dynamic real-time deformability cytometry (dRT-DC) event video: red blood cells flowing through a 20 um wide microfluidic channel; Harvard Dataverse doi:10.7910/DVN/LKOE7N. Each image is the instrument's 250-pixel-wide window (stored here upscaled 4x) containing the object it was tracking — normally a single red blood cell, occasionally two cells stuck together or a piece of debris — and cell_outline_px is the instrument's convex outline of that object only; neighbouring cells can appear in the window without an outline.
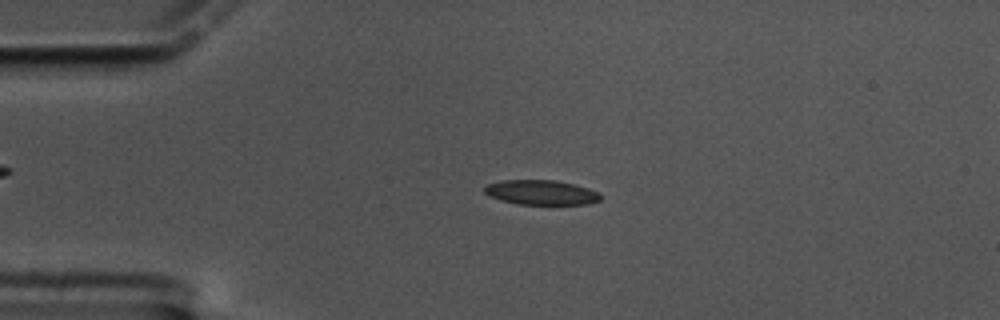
{"species": "common noctule bat (a hibernating species)", "species_latin": "Nyctalus noctula", "temperature_condition": "cold", "stored_images_in_passage": 59, "camera_frame_rate_fps": 3000, "um_per_image_px": 0.085, "animal": {"sex": "male", "body_mass_g": 17.5, "forearm_length_mm": 52.3}, "frame": {"image": 1, "passage_image": 13, "time_ms": 4.0, "image_size_px": [1000, 320], "cell_outline_px": [[600, 200], [588, 204], [516, 204], [500, 200], [488, 196], [484, 192], [484, 188], [488, 184], [500, 180], [556, 180], [576, 184], [588, 188], [596, 192], [600, 196]], "centroid_in_image_um": [45.96, 16.35], "position_along_channel_um": 39.0, "area_um2": 16.76}}
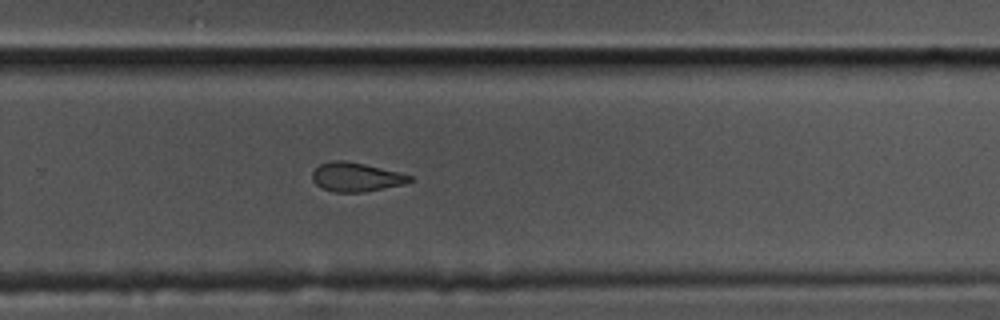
{"frame": {"image": 2, "passage_image": 39, "time_ms": 12.667, "image_size_px": [1000, 320], "cell_outline_px": [[412, 180], [404, 184], [364, 192], [336, 192], [320, 188], [312, 180], [312, 172], [320, 164], [332, 160], [344, 160], [364, 164], [412, 176]], "centroid_in_image_um": [30.21, 15.05], "position_along_channel_um": 299.6, "area_um2": 16.3}}
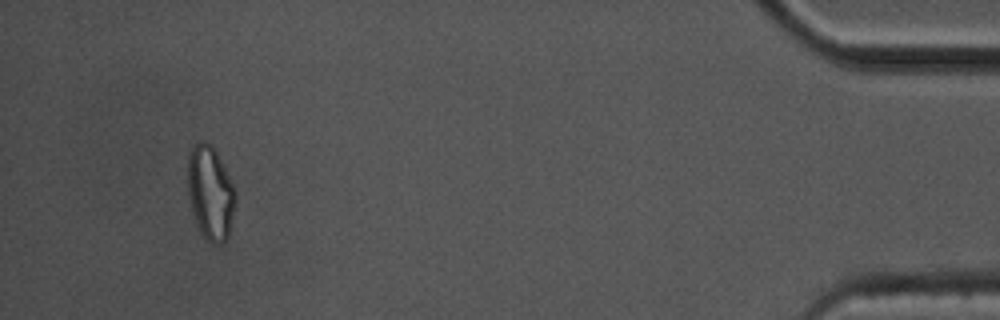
{"frame": {"image": 3, "passage_image": 56, "time_ms": 18.333, "image_size_px": [1000, 320], "cell_outline_px": [[236, 200], [228, 236], [220, 244], [212, 244], [200, 232], [192, 208], [188, 192], [188, 152], [200, 140], [204, 140], [216, 152], [236, 192]], "centroid_in_image_um": [17.88, 16.4], "position_along_channel_um": 417.3, "area_um2": 25.49}, "authors_computed_cell_mechanics": {"area_um2": 17.1666, "velocity_mm_per_s": 3.3322, "shape_relaxation_time_tau1_ms": 6.798, "shape_relaxation_time_tau2_ms": null, "deformation_change_tau1": 0.1617, "deformation_change_tau2": null}}